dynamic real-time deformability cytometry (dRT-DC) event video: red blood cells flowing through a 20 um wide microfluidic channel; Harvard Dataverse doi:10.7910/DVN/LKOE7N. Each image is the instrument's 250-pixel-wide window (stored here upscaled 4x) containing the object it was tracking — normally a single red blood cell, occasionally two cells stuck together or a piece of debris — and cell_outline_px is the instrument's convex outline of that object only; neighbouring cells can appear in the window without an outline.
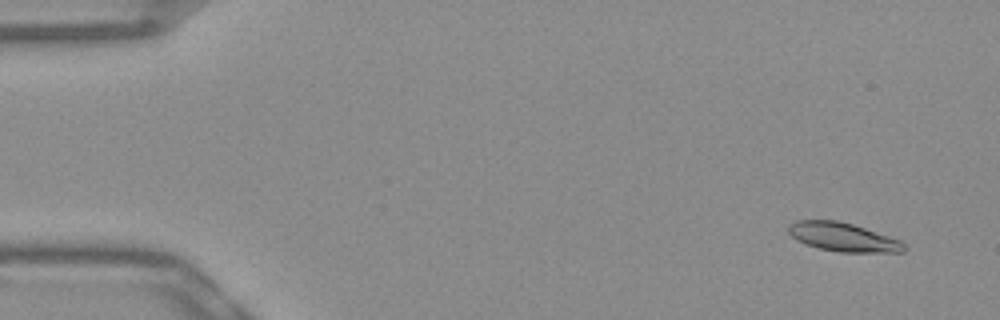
{"species": "Egyptian fruit bat (a non-hibernating species)", "species_latin": "Rousettus aegyptiacus", "temperature_condition": "warm", "stored_images_in_passage": 53, "camera_frame_rate_fps": 3000, "um_per_image_px": 0.085, "frame": {"image": 1, "passage_image": 4, "time_ms": 1.0, "image_size_px": [1000, 320], "cell_outline_px": [[908, 248], [904, 252], [840, 252], [820, 248], [796, 240], [788, 232], [788, 224], [796, 220], [836, 220], [852, 224], [900, 240]], "centroid_in_image_um": [71.65, 20.15], "position_along_channel_um": 13.3, "area_um2": 19.19}}
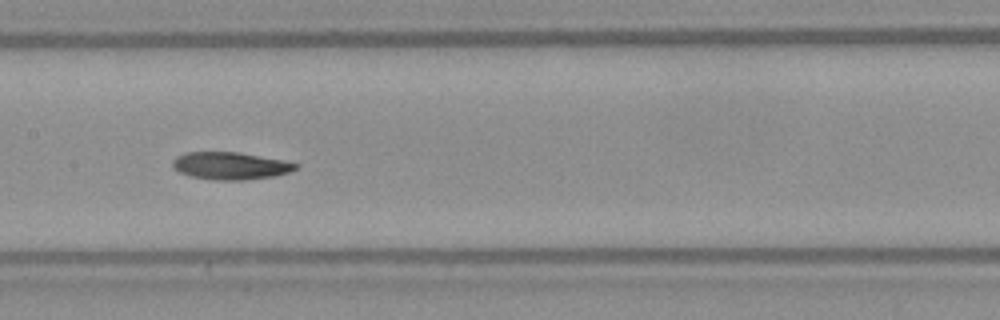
{"frame": {"image": 2, "passage_image": 27, "time_ms": 8.667, "image_size_px": [1000, 320], "cell_outline_px": [[300, 164], [296, 168], [288, 172], [276, 176], [244, 180], [216, 180], [188, 176], [172, 168], [172, 160], [176, 156], [184, 152], [240, 152]], "centroid_in_image_um": [19.53, 14.09], "position_along_channel_um": 187.9, "area_um2": 19.71}}
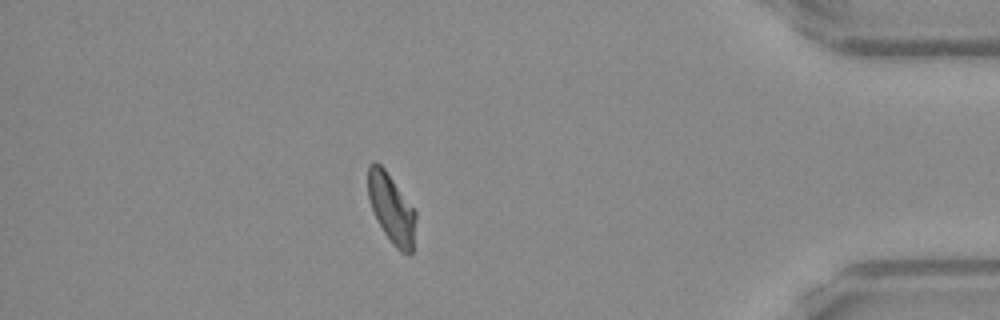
{"frame": {"image": 3, "passage_image": 47, "time_ms": 15.333, "image_size_px": [1000, 320], "cell_outline_px": [[416, 220], [412, 252], [408, 256], [400, 252], [392, 244], [384, 232], [372, 208], [368, 196], [368, 164], [372, 160], [376, 160], [384, 168], [416, 212]], "centroid_in_image_um": [33.27, 17.72], "position_along_channel_um": 401.9, "area_um2": 19.13}, "authors_computed_cell_mechanics": {"area_um2": 19.7098, "velocity_mm_per_s": 3.8355, "shape_relaxation_time_tau1_ms": 9.967, "shape_relaxation_time_tau2_ms": 4.8687, "deformation_change_tau1": 0.2464, "deformation_change_tau2": 0.1147}}